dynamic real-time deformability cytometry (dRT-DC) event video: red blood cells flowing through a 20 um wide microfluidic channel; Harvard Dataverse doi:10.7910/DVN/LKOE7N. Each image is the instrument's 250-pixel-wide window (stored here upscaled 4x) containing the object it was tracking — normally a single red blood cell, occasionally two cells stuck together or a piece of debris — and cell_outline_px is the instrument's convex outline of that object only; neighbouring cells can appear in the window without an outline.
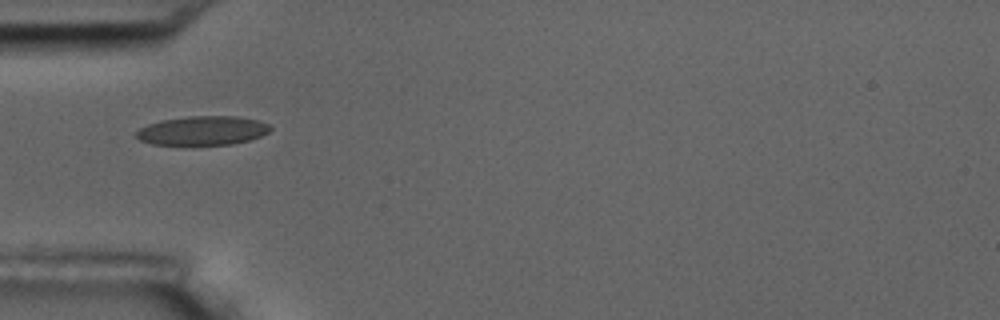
{"species": "common noctule bat (a hibernating species)", "species_latin": "Nyctalus noctula", "temperature_condition": "room temperature", "stored_images_in_passage": 15, "camera_frame_rate_fps": 3000, "um_per_image_px": 0.085, "animal": {"sex": "male", "body_mass_g": 17.5, "forearm_length_mm": 52.3}, "frame": {"image": 1, "passage_image": 5, "time_ms": 5.333, "image_size_px": [1000, 320], "cell_outline_px": [[272, 128], [268, 132], [260, 136], [248, 140], [232, 144], [152, 144], [140, 140], [136, 136], [136, 132], [140, 128], [148, 124], [160, 120], [188, 116], [240, 116], [256, 120], [268, 124]], "centroid_in_image_um": [17.21, 11.09], "position_along_channel_um": 67.8, "area_um2": 22.48}}
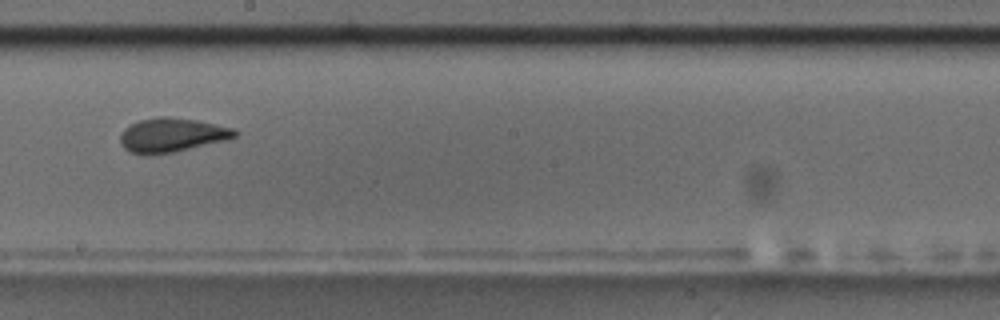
{"frame": {"image": 2, "passage_image": 9, "time_ms": 10.0, "image_size_px": [1000, 320], "cell_outline_px": [[240, 132], [236, 136], [228, 140], [172, 152], [148, 156], [140, 156], [124, 148], [120, 144], [120, 132], [124, 128], [140, 120], [160, 116], [168, 116], [196, 120], [236, 128]], "centroid_in_image_um": [14.61, 11.49], "position_along_channel_um": 233.6, "area_um2": 23.12}, "authors_computed_cell_mechanics": {"area_um2": 22.253, "velocity_mm_per_s": 3.5569, "shape_relaxation_time_tau1_ms": 3.7735, "shape_relaxation_time_tau2_ms": null, "deformation_change_tau1": 0.1174, "deformation_change_tau2": null}}